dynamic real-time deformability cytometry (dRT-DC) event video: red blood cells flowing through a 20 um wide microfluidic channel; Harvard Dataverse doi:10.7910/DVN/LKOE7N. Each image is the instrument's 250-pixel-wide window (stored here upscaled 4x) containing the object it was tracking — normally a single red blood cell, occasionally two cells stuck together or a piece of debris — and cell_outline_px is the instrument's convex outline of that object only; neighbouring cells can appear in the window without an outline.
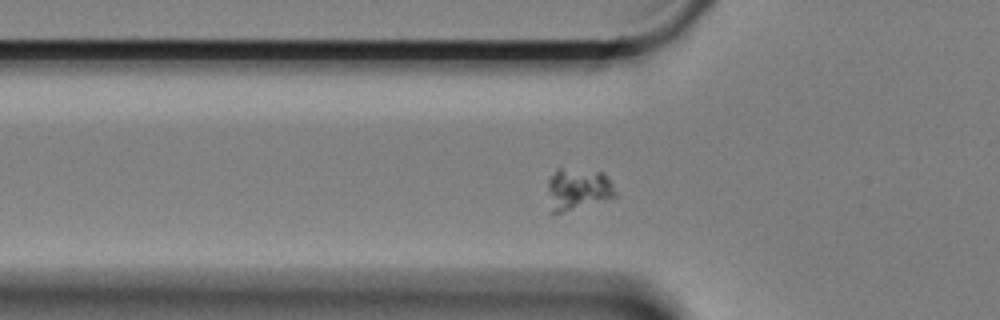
{"species": "Egyptian fruit bat (a non-hibernating species)", "species_latin": "Rousettus aegyptiacus", "temperature_condition": "cold", "stored_images_in_passage": 44, "camera_frame_rate_fps": 3000, "um_per_image_px": 0.085, "animal": {"sex": "female"}, "frame": {"image": 1, "passage_image": 2, "time_ms": 0.333, "image_size_px": [1000, 320], "cell_outline_px": [[616, 196], [552, 216], [548, 188], [548, 180], [560, 168], [604, 172], [608, 176], [616, 192]], "centroid_in_image_um": [49.12, 16.09], "position_along_channel_um": 76.7, "area_um2": 16.3}}
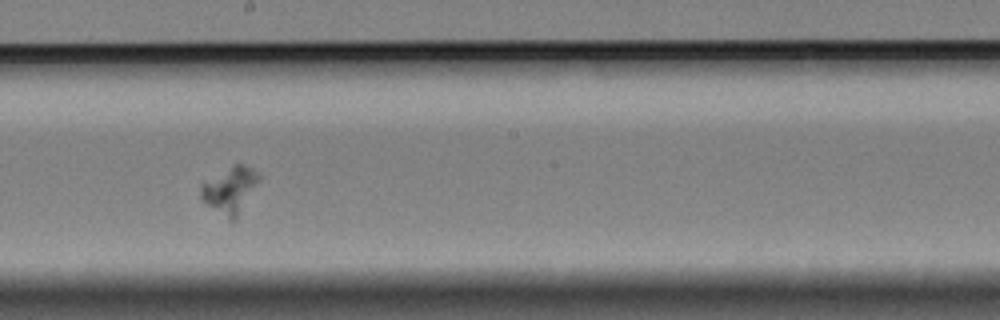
{"frame": {"image": 2, "passage_image": 16, "time_ms": 5.0, "image_size_px": [1000, 320], "cell_outline_px": [[260, 176], [236, 220], [228, 220], [208, 204], [200, 196], [200, 184], [232, 164], [244, 164], [252, 168]], "centroid_in_image_um": [19.52, 16.13], "position_along_channel_um": 228.7, "area_um2": 15.26}}
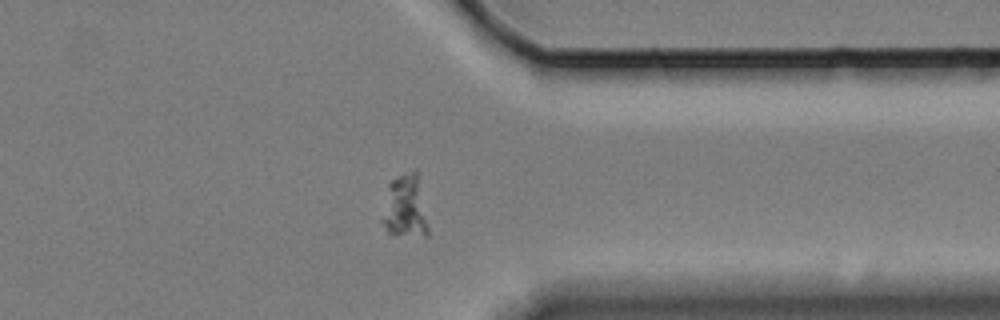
{"frame": {"image": 3, "passage_image": 30, "time_ms": 9.667, "image_size_px": [1000, 320], "cell_outline_px": [[428, 236], [424, 236], [388, 232], [380, 220], [388, 184], [392, 180], [400, 176], [412, 172], [416, 172], [428, 228]], "centroid_in_image_um": [34.39, 17.61], "position_along_channel_um": 377.0, "area_um2": 16.13}}